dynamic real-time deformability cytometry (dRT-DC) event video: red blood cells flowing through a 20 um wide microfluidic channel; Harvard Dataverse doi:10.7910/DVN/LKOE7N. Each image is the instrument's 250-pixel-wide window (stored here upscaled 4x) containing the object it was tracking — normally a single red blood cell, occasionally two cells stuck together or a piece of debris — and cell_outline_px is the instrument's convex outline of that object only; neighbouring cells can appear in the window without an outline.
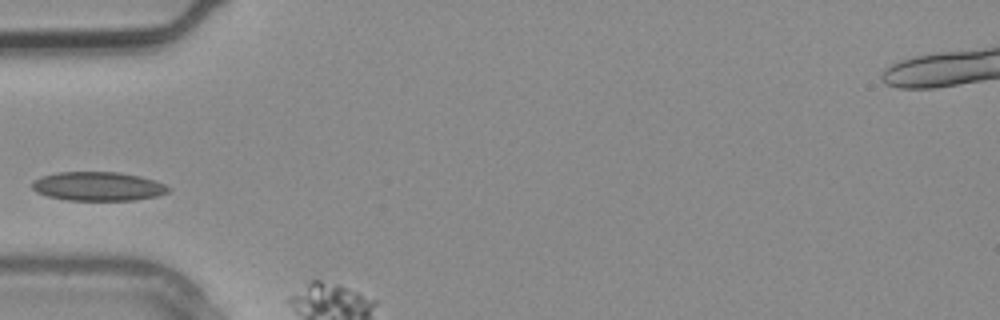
{"species": "common noctule bat (a hibernating species)", "species_latin": "Nyctalus noctula", "temperature_condition": "warm", "stored_images_in_passage": 3, "camera_frame_rate_fps": 3000, "um_per_image_px": 0.085, "animal": {"sex": "male", "body_mass_g": 20.4}, "frame": {"image": 1, "passage_image": 2, "time_ms": 0.333, "image_size_px": [1000, 320], "cell_outline_px": [[172, 188], [168, 192], [156, 196], [136, 200], [68, 200], [48, 196], [36, 192], [32, 188], [32, 180], [40, 176], [56, 172], [120, 172], [140, 176], [164, 184]], "centroid_in_image_um": [8.31, 15.83], "position_along_channel_um": 76.7, "area_um2": 23.06}}